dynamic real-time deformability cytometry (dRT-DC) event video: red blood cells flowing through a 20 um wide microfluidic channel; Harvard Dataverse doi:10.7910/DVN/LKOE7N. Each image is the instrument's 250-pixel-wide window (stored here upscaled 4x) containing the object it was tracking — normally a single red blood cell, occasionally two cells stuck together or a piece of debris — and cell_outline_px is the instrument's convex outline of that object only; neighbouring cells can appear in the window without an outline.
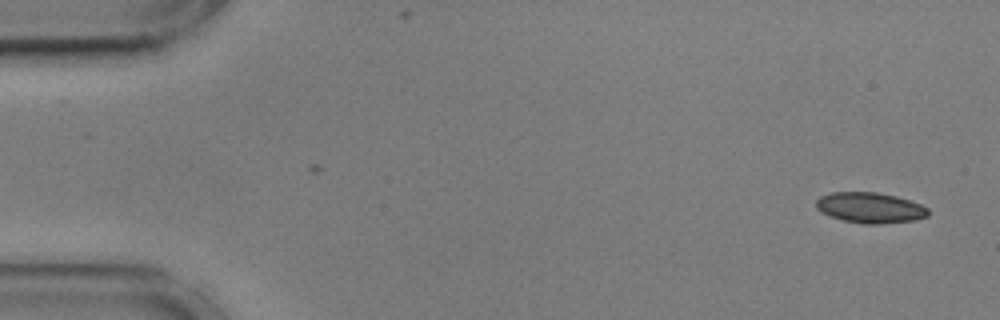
{"species": "common noctule bat (a hibernating species)", "species_latin": "Nyctalus noctula", "temperature_condition": "cold", "stored_images_in_passage": 8, "camera_frame_rate_fps": 3000, "um_per_image_px": 0.085, "animal": {"sex": "male", "body_mass_g": 17.9, "forearm_length_mm": 54.2}, "frame": {"image": 1, "passage_image": 1, "time_ms": 0.0, "image_size_px": [1000, 320], "cell_outline_px": [[928, 216], [916, 220], [880, 224], [864, 224], [844, 220], [820, 212], [816, 208], [816, 200], [820, 196], [832, 192], [876, 192], [896, 196], [920, 204], [928, 208]], "centroid_in_image_um": [73.95, 17.65], "position_along_channel_um": 11.0, "area_um2": 19.94}}